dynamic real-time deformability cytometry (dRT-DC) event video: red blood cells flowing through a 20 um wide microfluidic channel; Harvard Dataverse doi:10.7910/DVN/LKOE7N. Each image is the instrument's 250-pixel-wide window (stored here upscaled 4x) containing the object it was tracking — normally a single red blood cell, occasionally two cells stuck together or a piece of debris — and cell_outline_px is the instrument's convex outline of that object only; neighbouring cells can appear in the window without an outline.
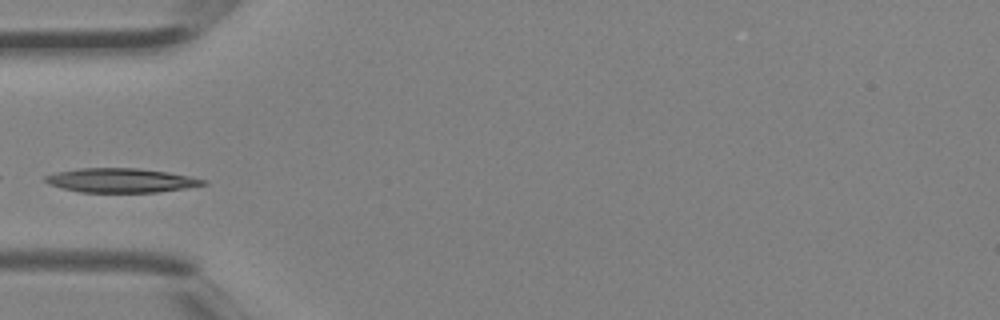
{"species": "Egyptian fruit bat (a non-hibernating species)", "species_latin": "Rousettus aegyptiacus", "temperature_condition": "room temperature", "stored_images_in_passage": 2, "camera_frame_rate_fps": 3000, "um_per_image_px": 0.085, "animal": {"sex": "female"}, "frame": {"image": 1, "passage_image": 2, "time_ms": 0.333, "image_size_px": [1000, 320], "cell_outline_px": [[208, 184], [184, 188], [156, 192], [80, 192], [48, 184], [44, 180], [44, 176], [56, 172], [80, 168], [140, 168], [168, 172], [208, 180]], "centroid_in_image_um": [10.28, 15.32], "position_along_channel_um": 74.7, "area_um2": 22.2}}